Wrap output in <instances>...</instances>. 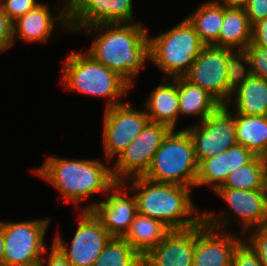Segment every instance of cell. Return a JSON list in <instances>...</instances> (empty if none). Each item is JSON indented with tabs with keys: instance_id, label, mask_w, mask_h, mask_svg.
Returning <instances> with one entry per match:
<instances>
[{
	"instance_id": "cell-15",
	"label": "cell",
	"mask_w": 267,
	"mask_h": 266,
	"mask_svg": "<svg viewBox=\"0 0 267 266\" xmlns=\"http://www.w3.org/2000/svg\"><path fill=\"white\" fill-rule=\"evenodd\" d=\"M107 194L104 201H94L82 210H90L112 237L122 238L137 214L135 197L123 183H116Z\"/></svg>"
},
{
	"instance_id": "cell-32",
	"label": "cell",
	"mask_w": 267,
	"mask_h": 266,
	"mask_svg": "<svg viewBox=\"0 0 267 266\" xmlns=\"http://www.w3.org/2000/svg\"><path fill=\"white\" fill-rule=\"evenodd\" d=\"M40 3L36 0H0V8L14 22Z\"/></svg>"
},
{
	"instance_id": "cell-41",
	"label": "cell",
	"mask_w": 267,
	"mask_h": 266,
	"mask_svg": "<svg viewBox=\"0 0 267 266\" xmlns=\"http://www.w3.org/2000/svg\"><path fill=\"white\" fill-rule=\"evenodd\" d=\"M0 266H9V265H6V264H2V263H0Z\"/></svg>"
},
{
	"instance_id": "cell-37",
	"label": "cell",
	"mask_w": 267,
	"mask_h": 266,
	"mask_svg": "<svg viewBox=\"0 0 267 266\" xmlns=\"http://www.w3.org/2000/svg\"><path fill=\"white\" fill-rule=\"evenodd\" d=\"M44 261L46 266H72L63 254L60 253L53 245L51 246L49 256L47 258L44 256L41 257L39 261L40 266H45Z\"/></svg>"
},
{
	"instance_id": "cell-28",
	"label": "cell",
	"mask_w": 267,
	"mask_h": 266,
	"mask_svg": "<svg viewBox=\"0 0 267 266\" xmlns=\"http://www.w3.org/2000/svg\"><path fill=\"white\" fill-rule=\"evenodd\" d=\"M93 266H143V257L123 238L112 237Z\"/></svg>"
},
{
	"instance_id": "cell-29",
	"label": "cell",
	"mask_w": 267,
	"mask_h": 266,
	"mask_svg": "<svg viewBox=\"0 0 267 266\" xmlns=\"http://www.w3.org/2000/svg\"><path fill=\"white\" fill-rule=\"evenodd\" d=\"M226 74L227 85L231 91L253 75L250 60L245 50H232L228 54Z\"/></svg>"
},
{
	"instance_id": "cell-22",
	"label": "cell",
	"mask_w": 267,
	"mask_h": 266,
	"mask_svg": "<svg viewBox=\"0 0 267 266\" xmlns=\"http://www.w3.org/2000/svg\"><path fill=\"white\" fill-rule=\"evenodd\" d=\"M232 102L235 113L267 116V81L252 75L232 91L226 105Z\"/></svg>"
},
{
	"instance_id": "cell-5",
	"label": "cell",
	"mask_w": 267,
	"mask_h": 266,
	"mask_svg": "<svg viewBox=\"0 0 267 266\" xmlns=\"http://www.w3.org/2000/svg\"><path fill=\"white\" fill-rule=\"evenodd\" d=\"M175 131L171 129L164 137L143 177L193 188L198 174L193 141L186 129Z\"/></svg>"
},
{
	"instance_id": "cell-39",
	"label": "cell",
	"mask_w": 267,
	"mask_h": 266,
	"mask_svg": "<svg viewBox=\"0 0 267 266\" xmlns=\"http://www.w3.org/2000/svg\"><path fill=\"white\" fill-rule=\"evenodd\" d=\"M3 254H4V240H3V233H2L1 223H0V263L2 261Z\"/></svg>"
},
{
	"instance_id": "cell-14",
	"label": "cell",
	"mask_w": 267,
	"mask_h": 266,
	"mask_svg": "<svg viewBox=\"0 0 267 266\" xmlns=\"http://www.w3.org/2000/svg\"><path fill=\"white\" fill-rule=\"evenodd\" d=\"M133 0H68V25L81 28L113 23H133Z\"/></svg>"
},
{
	"instance_id": "cell-31",
	"label": "cell",
	"mask_w": 267,
	"mask_h": 266,
	"mask_svg": "<svg viewBox=\"0 0 267 266\" xmlns=\"http://www.w3.org/2000/svg\"><path fill=\"white\" fill-rule=\"evenodd\" d=\"M252 231V232H251ZM251 234L246 243L257 254L260 263L267 266V223L260 227L251 229L248 234Z\"/></svg>"
},
{
	"instance_id": "cell-4",
	"label": "cell",
	"mask_w": 267,
	"mask_h": 266,
	"mask_svg": "<svg viewBox=\"0 0 267 266\" xmlns=\"http://www.w3.org/2000/svg\"><path fill=\"white\" fill-rule=\"evenodd\" d=\"M61 84L68 91L105 98L106 107L122 104L132 86L86 51L73 52L63 62ZM121 100V102H120Z\"/></svg>"
},
{
	"instance_id": "cell-26",
	"label": "cell",
	"mask_w": 267,
	"mask_h": 266,
	"mask_svg": "<svg viewBox=\"0 0 267 266\" xmlns=\"http://www.w3.org/2000/svg\"><path fill=\"white\" fill-rule=\"evenodd\" d=\"M188 21L195 28L200 40L205 45L218 47V35L223 23V6L213 0L206 1L187 16Z\"/></svg>"
},
{
	"instance_id": "cell-34",
	"label": "cell",
	"mask_w": 267,
	"mask_h": 266,
	"mask_svg": "<svg viewBox=\"0 0 267 266\" xmlns=\"http://www.w3.org/2000/svg\"><path fill=\"white\" fill-rule=\"evenodd\" d=\"M12 23L0 8V53L8 50L14 44Z\"/></svg>"
},
{
	"instance_id": "cell-10",
	"label": "cell",
	"mask_w": 267,
	"mask_h": 266,
	"mask_svg": "<svg viewBox=\"0 0 267 266\" xmlns=\"http://www.w3.org/2000/svg\"><path fill=\"white\" fill-rule=\"evenodd\" d=\"M229 107L220 105L205 120L186 128L198 164L237 144L235 116Z\"/></svg>"
},
{
	"instance_id": "cell-25",
	"label": "cell",
	"mask_w": 267,
	"mask_h": 266,
	"mask_svg": "<svg viewBox=\"0 0 267 266\" xmlns=\"http://www.w3.org/2000/svg\"><path fill=\"white\" fill-rule=\"evenodd\" d=\"M237 144L267 158V116L234 113Z\"/></svg>"
},
{
	"instance_id": "cell-19",
	"label": "cell",
	"mask_w": 267,
	"mask_h": 266,
	"mask_svg": "<svg viewBox=\"0 0 267 266\" xmlns=\"http://www.w3.org/2000/svg\"><path fill=\"white\" fill-rule=\"evenodd\" d=\"M255 155L245 146L236 144L224 152L201 161L198 164L196 186H210L213 192L220 187L233 171L250 162Z\"/></svg>"
},
{
	"instance_id": "cell-7",
	"label": "cell",
	"mask_w": 267,
	"mask_h": 266,
	"mask_svg": "<svg viewBox=\"0 0 267 266\" xmlns=\"http://www.w3.org/2000/svg\"><path fill=\"white\" fill-rule=\"evenodd\" d=\"M214 193L225 200L234 216H228L224 211L218 216L215 212L204 211L203 221L206 225L225 231L226 224H232L236 219L237 222L242 221L241 234L245 237L250 229L267 223V190L217 188Z\"/></svg>"
},
{
	"instance_id": "cell-35",
	"label": "cell",
	"mask_w": 267,
	"mask_h": 266,
	"mask_svg": "<svg viewBox=\"0 0 267 266\" xmlns=\"http://www.w3.org/2000/svg\"><path fill=\"white\" fill-rule=\"evenodd\" d=\"M244 9L251 25L267 18V0H248Z\"/></svg>"
},
{
	"instance_id": "cell-38",
	"label": "cell",
	"mask_w": 267,
	"mask_h": 266,
	"mask_svg": "<svg viewBox=\"0 0 267 266\" xmlns=\"http://www.w3.org/2000/svg\"><path fill=\"white\" fill-rule=\"evenodd\" d=\"M213 1L224 7H236V8H244L248 2V0H213Z\"/></svg>"
},
{
	"instance_id": "cell-8",
	"label": "cell",
	"mask_w": 267,
	"mask_h": 266,
	"mask_svg": "<svg viewBox=\"0 0 267 266\" xmlns=\"http://www.w3.org/2000/svg\"><path fill=\"white\" fill-rule=\"evenodd\" d=\"M4 254L1 263L9 266H28L38 263L46 254L45 233L50 220L34 219L20 222L0 221Z\"/></svg>"
},
{
	"instance_id": "cell-36",
	"label": "cell",
	"mask_w": 267,
	"mask_h": 266,
	"mask_svg": "<svg viewBox=\"0 0 267 266\" xmlns=\"http://www.w3.org/2000/svg\"><path fill=\"white\" fill-rule=\"evenodd\" d=\"M251 43L267 49V18L252 25Z\"/></svg>"
},
{
	"instance_id": "cell-2",
	"label": "cell",
	"mask_w": 267,
	"mask_h": 266,
	"mask_svg": "<svg viewBox=\"0 0 267 266\" xmlns=\"http://www.w3.org/2000/svg\"><path fill=\"white\" fill-rule=\"evenodd\" d=\"M123 184L135 197L137 213L158 219L170 230L190 229L203 221V213L199 214L190 195L192 187L159 183L143 176Z\"/></svg>"
},
{
	"instance_id": "cell-17",
	"label": "cell",
	"mask_w": 267,
	"mask_h": 266,
	"mask_svg": "<svg viewBox=\"0 0 267 266\" xmlns=\"http://www.w3.org/2000/svg\"><path fill=\"white\" fill-rule=\"evenodd\" d=\"M57 15L52 14L47 4L41 2L25 15L17 18L13 23V42L18 40L26 43H44L51 39L53 31L60 22L59 29L70 32L68 25V0L63 1ZM62 27V28H61Z\"/></svg>"
},
{
	"instance_id": "cell-11",
	"label": "cell",
	"mask_w": 267,
	"mask_h": 266,
	"mask_svg": "<svg viewBox=\"0 0 267 266\" xmlns=\"http://www.w3.org/2000/svg\"><path fill=\"white\" fill-rule=\"evenodd\" d=\"M82 212L69 249L59 232L52 245L72 266H93L112 236L90 210Z\"/></svg>"
},
{
	"instance_id": "cell-40",
	"label": "cell",
	"mask_w": 267,
	"mask_h": 266,
	"mask_svg": "<svg viewBox=\"0 0 267 266\" xmlns=\"http://www.w3.org/2000/svg\"><path fill=\"white\" fill-rule=\"evenodd\" d=\"M28 266H40L39 262Z\"/></svg>"
},
{
	"instance_id": "cell-20",
	"label": "cell",
	"mask_w": 267,
	"mask_h": 266,
	"mask_svg": "<svg viewBox=\"0 0 267 266\" xmlns=\"http://www.w3.org/2000/svg\"><path fill=\"white\" fill-rule=\"evenodd\" d=\"M163 82L152 90L144 101V107L151 122L176 129L179 117L178 77Z\"/></svg>"
},
{
	"instance_id": "cell-12",
	"label": "cell",
	"mask_w": 267,
	"mask_h": 266,
	"mask_svg": "<svg viewBox=\"0 0 267 266\" xmlns=\"http://www.w3.org/2000/svg\"><path fill=\"white\" fill-rule=\"evenodd\" d=\"M150 121L146 110L122 104L104 110L103 151L110 164L141 133Z\"/></svg>"
},
{
	"instance_id": "cell-30",
	"label": "cell",
	"mask_w": 267,
	"mask_h": 266,
	"mask_svg": "<svg viewBox=\"0 0 267 266\" xmlns=\"http://www.w3.org/2000/svg\"><path fill=\"white\" fill-rule=\"evenodd\" d=\"M245 51L250 60L253 76L267 81V49L250 43Z\"/></svg>"
},
{
	"instance_id": "cell-24",
	"label": "cell",
	"mask_w": 267,
	"mask_h": 266,
	"mask_svg": "<svg viewBox=\"0 0 267 266\" xmlns=\"http://www.w3.org/2000/svg\"><path fill=\"white\" fill-rule=\"evenodd\" d=\"M179 115L198 116L199 122L205 120L221 104L207 91L184 77H178Z\"/></svg>"
},
{
	"instance_id": "cell-13",
	"label": "cell",
	"mask_w": 267,
	"mask_h": 266,
	"mask_svg": "<svg viewBox=\"0 0 267 266\" xmlns=\"http://www.w3.org/2000/svg\"><path fill=\"white\" fill-rule=\"evenodd\" d=\"M232 49L205 45L197 59L183 76L213 96L221 105H226L232 91L227 85V59Z\"/></svg>"
},
{
	"instance_id": "cell-6",
	"label": "cell",
	"mask_w": 267,
	"mask_h": 266,
	"mask_svg": "<svg viewBox=\"0 0 267 266\" xmlns=\"http://www.w3.org/2000/svg\"><path fill=\"white\" fill-rule=\"evenodd\" d=\"M148 39L150 61L167 79L183 77L205 46L187 18Z\"/></svg>"
},
{
	"instance_id": "cell-9",
	"label": "cell",
	"mask_w": 267,
	"mask_h": 266,
	"mask_svg": "<svg viewBox=\"0 0 267 266\" xmlns=\"http://www.w3.org/2000/svg\"><path fill=\"white\" fill-rule=\"evenodd\" d=\"M170 130L165 124L149 121L141 133L117 156L111 168L113 180L123 183L131 178L144 176L155 152Z\"/></svg>"
},
{
	"instance_id": "cell-27",
	"label": "cell",
	"mask_w": 267,
	"mask_h": 266,
	"mask_svg": "<svg viewBox=\"0 0 267 266\" xmlns=\"http://www.w3.org/2000/svg\"><path fill=\"white\" fill-rule=\"evenodd\" d=\"M218 188L267 190V158L255 156L247 164L233 170Z\"/></svg>"
},
{
	"instance_id": "cell-21",
	"label": "cell",
	"mask_w": 267,
	"mask_h": 266,
	"mask_svg": "<svg viewBox=\"0 0 267 266\" xmlns=\"http://www.w3.org/2000/svg\"><path fill=\"white\" fill-rule=\"evenodd\" d=\"M252 25L244 8L224 7L218 47L245 50L251 43Z\"/></svg>"
},
{
	"instance_id": "cell-33",
	"label": "cell",
	"mask_w": 267,
	"mask_h": 266,
	"mask_svg": "<svg viewBox=\"0 0 267 266\" xmlns=\"http://www.w3.org/2000/svg\"><path fill=\"white\" fill-rule=\"evenodd\" d=\"M231 266H263L257 254L243 241L234 252Z\"/></svg>"
},
{
	"instance_id": "cell-16",
	"label": "cell",
	"mask_w": 267,
	"mask_h": 266,
	"mask_svg": "<svg viewBox=\"0 0 267 266\" xmlns=\"http://www.w3.org/2000/svg\"><path fill=\"white\" fill-rule=\"evenodd\" d=\"M247 236L218 230L202 221L195 226L193 266H231L234 252Z\"/></svg>"
},
{
	"instance_id": "cell-1",
	"label": "cell",
	"mask_w": 267,
	"mask_h": 266,
	"mask_svg": "<svg viewBox=\"0 0 267 266\" xmlns=\"http://www.w3.org/2000/svg\"><path fill=\"white\" fill-rule=\"evenodd\" d=\"M81 31L88 36L96 33L86 52L133 87V80L150 60L148 30L144 25L139 22L99 24L81 28L78 32Z\"/></svg>"
},
{
	"instance_id": "cell-3",
	"label": "cell",
	"mask_w": 267,
	"mask_h": 266,
	"mask_svg": "<svg viewBox=\"0 0 267 266\" xmlns=\"http://www.w3.org/2000/svg\"><path fill=\"white\" fill-rule=\"evenodd\" d=\"M33 173L49 182L66 203L71 202L77 209L90 195L106 194L116 184L111 167L100 159L79 160L51 155Z\"/></svg>"
},
{
	"instance_id": "cell-18",
	"label": "cell",
	"mask_w": 267,
	"mask_h": 266,
	"mask_svg": "<svg viewBox=\"0 0 267 266\" xmlns=\"http://www.w3.org/2000/svg\"><path fill=\"white\" fill-rule=\"evenodd\" d=\"M195 227L171 230L144 257L143 266H193Z\"/></svg>"
},
{
	"instance_id": "cell-23",
	"label": "cell",
	"mask_w": 267,
	"mask_h": 266,
	"mask_svg": "<svg viewBox=\"0 0 267 266\" xmlns=\"http://www.w3.org/2000/svg\"><path fill=\"white\" fill-rule=\"evenodd\" d=\"M171 230L158 219L137 213L129 230L122 237L135 251L144 257L164 239Z\"/></svg>"
}]
</instances>
